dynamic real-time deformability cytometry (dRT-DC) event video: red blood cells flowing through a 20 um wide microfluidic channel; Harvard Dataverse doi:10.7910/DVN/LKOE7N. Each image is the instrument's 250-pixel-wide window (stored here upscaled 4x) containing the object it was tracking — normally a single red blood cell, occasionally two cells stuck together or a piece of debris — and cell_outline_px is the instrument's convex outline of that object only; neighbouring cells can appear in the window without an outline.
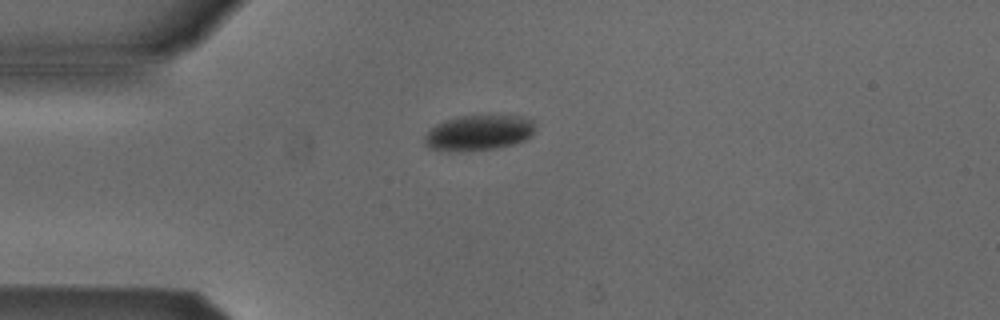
{"species": "Egyptian fruit bat (a non-hibernating species)", "species_latin": "Rousettus aegyptiacus", "temperature_condition": "cold", "stored_images_in_passage": 3, "camera_frame_rate_fps": 3000, "um_per_image_px": 0.085, "animal": {"sex": "male"}, "frame": {"image": 1, "passage_image": 1, "time_ms": 0.0, "image_size_px": [1000, 320], "cell_outline_px": [[532, 132], [524, 140], [512, 144], [496, 148], [468, 152], [444, 152], [428, 148], [424, 144], [424, 136], [436, 124], [448, 120], [464, 116], [520, 116], [532, 120]], "centroid_in_image_um": [40.6, 11.33], "position_along_channel_um": 44.4, "area_um2": 22.66}}